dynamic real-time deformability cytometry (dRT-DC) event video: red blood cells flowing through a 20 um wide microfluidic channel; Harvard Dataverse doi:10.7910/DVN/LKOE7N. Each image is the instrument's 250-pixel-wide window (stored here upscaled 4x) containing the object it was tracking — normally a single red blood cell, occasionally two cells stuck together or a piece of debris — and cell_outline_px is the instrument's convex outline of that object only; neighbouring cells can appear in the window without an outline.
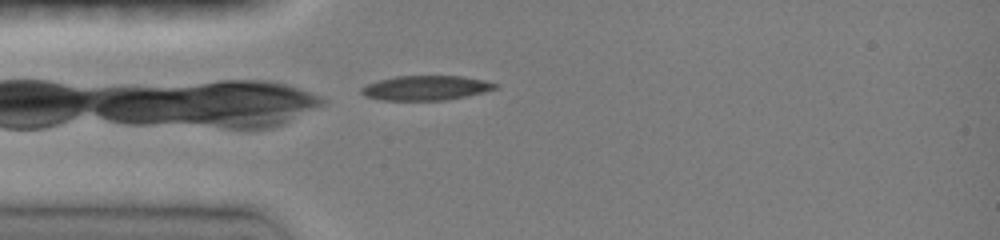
{"species": "common noctule bat (a hibernating species)", "species_latin": "Nyctalus noctula", "temperature_condition": "room temperature", "stored_images_in_passage": 2, "camera_frame_rate_fps": 3000, "um_per_image_px": 0.085, "animal": {"sex": "female", "body_mass_g": 19.0, "forearm_length_mm": 51.5}, "frame": {"image": 1, "passage_image": 2, "time_ms": 0.333, "image_size_px": [1000, 240], "cell_outline_px": [[500, 84], [496, 88], [484, 92], [444, 100], [384, 100], [364, 96], [360, 92], [360, 88], [368, 84], [380, 80], [396, 76], [460, 76], [484, 80]], "centroid_in_image_um": [36.2, 7.47], "position_along_channel_um": 48.8, "area_um2": 19.02}}